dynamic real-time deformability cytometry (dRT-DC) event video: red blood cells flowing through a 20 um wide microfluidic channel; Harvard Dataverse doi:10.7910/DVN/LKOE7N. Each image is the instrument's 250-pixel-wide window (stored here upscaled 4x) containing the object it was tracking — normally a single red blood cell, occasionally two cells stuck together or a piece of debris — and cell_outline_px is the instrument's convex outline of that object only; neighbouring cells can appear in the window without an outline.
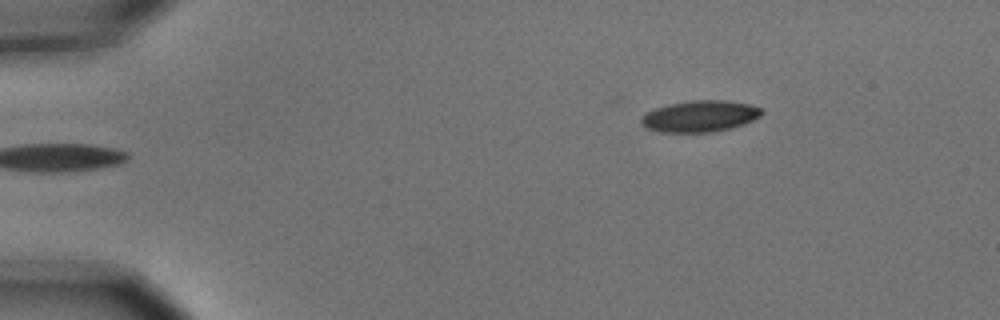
{"species": "common noctule bat (a hibernating species)", "species_latin": "Nyctalus noctula", "temperature_condition": "cold", "stored_images_in_passage": 4, "camera_frame_rate_fps": 3000, "um_per_image_px": 0.085, "animal": {"sex": "male", "body_mass_g": 15.6}, "frame": {"image": 1, "passage_image": 1, "time_ms": 0.0, "image_size_px": [1000, 320], "cell_outline_px": [[764, 112], [760, 116], [744, 124], [732, 128], [712, 132], [660, 132], [648, 128], [640, 124], [640, 120], [648, 112], [656, 108], [672, 104], [692, 100], [724, 100], [748, 104], [764, 108]], "centroid_in_image_um": [59.54, 9.88], "position_along_channel_um": 25.5, "area_um2": 21.91}}